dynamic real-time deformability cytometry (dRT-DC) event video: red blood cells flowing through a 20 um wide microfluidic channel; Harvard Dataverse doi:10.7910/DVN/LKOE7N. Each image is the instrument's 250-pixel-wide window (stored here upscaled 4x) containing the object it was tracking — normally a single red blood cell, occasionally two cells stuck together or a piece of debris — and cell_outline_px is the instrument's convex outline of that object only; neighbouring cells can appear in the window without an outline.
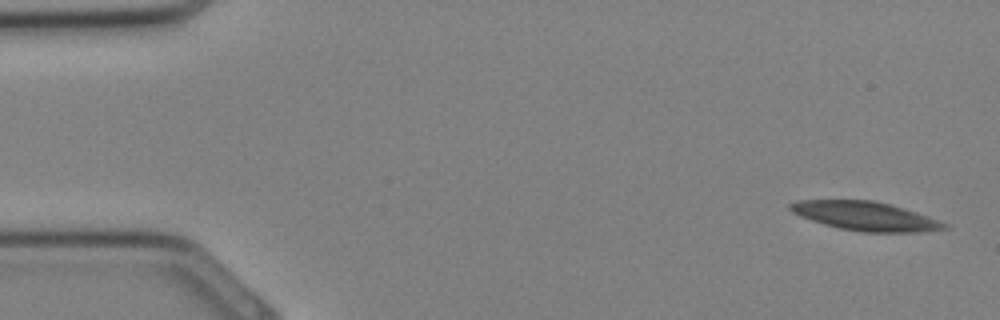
{"species": "Egyptian fruit bat (a non-hibernating species)", "species_latin": "Rousettus aegyptiacus", "temperature_condition": "cold", "stored_images_in_passage": 32, "camera_frame_rate_fps": 3000, "um_per_image_px": 0.085, "animal": {"sex": "female"}, "frame": {"image": 1, "passage_image": 1, "time_ms": 0.0, "image_size_px": [1000, 320], "cell_outline_px": [[948, 228], [920, 232], [864, 232], [840, 228], [824, 224], [800, 216], [792, 212], [788, 208], [788, 204], [796, 200], [872, 200], [892, 204], [928, 216], [948, 224]], "centroid_in_image_um": [73.55, 18.36], "position_along_channel_um": 11.5, "area_um2": 25.89}}
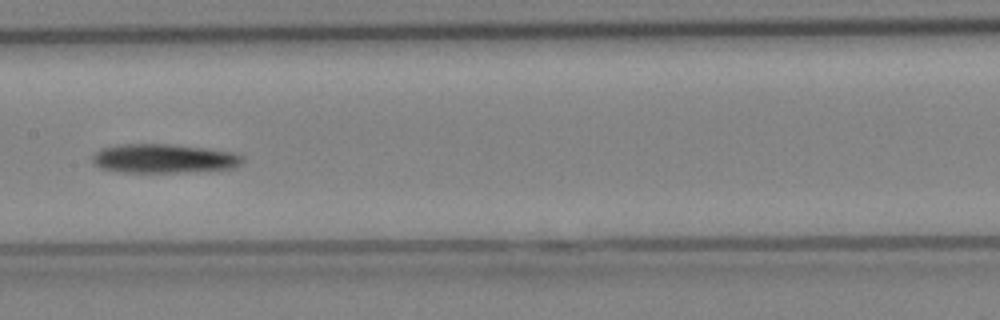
{"frame": {"image": 2, "passage_image": 16, "time_ms": 5.0, "image_size_px": [1000, 320], "cell_outline_px": [[244, 160], [240, 164], [232, 168], [176, 172], [120, 172], [100, 168], [92, 164], [92, 152], [100, 148], [120, 144], [172, 144], [208, 148], [240, 152], [244, 156]], "centroid_in_image_um": [13.91, 13.46], "position_along_channel_um": 193.5, "area_um2": 25.84}}
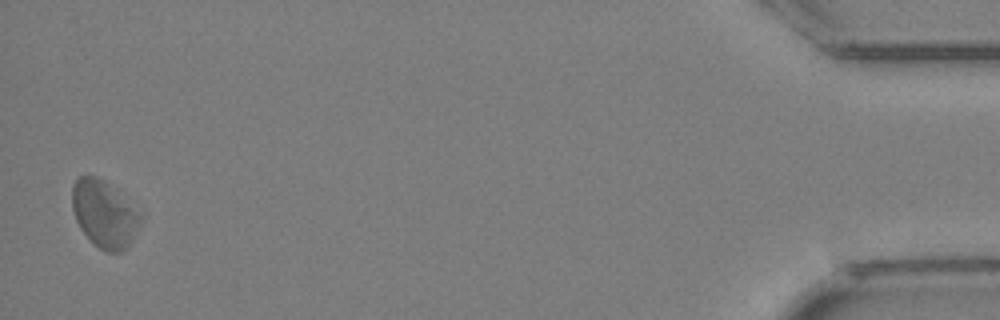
{"frame": {"image": 3, "passage_image": 32, "time_ms": 10.333, "image_size_px": [1000, 320], "cell_outline_px": [[144, 220], [128, 244], [120, 252], [108, 252], [100, 248], [80, 228], [76, 220], [72, 208], [72, 184], [80, 176], [96, 176], [104, 180], [116, 188], [144, 216]], "centroid_in_image_um": [8.89, 18.15], "position_along_channel_um": 426.3, "area_um2": 26.65}}